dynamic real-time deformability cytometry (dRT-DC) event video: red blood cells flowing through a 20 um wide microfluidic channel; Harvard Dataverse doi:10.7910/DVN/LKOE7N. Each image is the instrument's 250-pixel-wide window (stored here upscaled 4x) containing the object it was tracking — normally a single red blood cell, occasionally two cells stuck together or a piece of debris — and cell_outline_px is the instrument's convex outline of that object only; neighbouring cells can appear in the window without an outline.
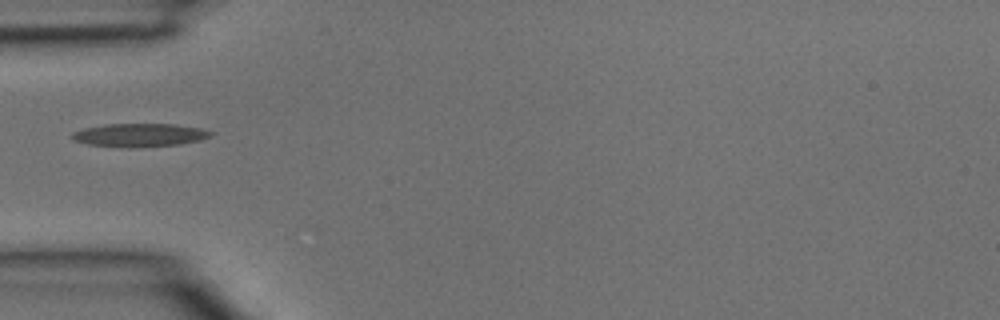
{"species": "common noctule bat (a hibernating species)", "species_latin": "Nyctalus noctula", "temperature_condition": "room temperature", "stored_images_in_passage": 10, "camera_frame_rate_fps": 3000, "um_per_image_px": 0.085, "animal": {"sex": "male", "body_mass_g": 15.6}, "frame": {"image": 1, "passage_image": 1, "time_ms": 0.0, "image_size_px": [1000, 320], "cell_outline_px": [[212, 136], [200, 140], [180, 144], [132, 148], [88, 144], [72, 140], [72, 132], [84, 128], [108, 124], [176, 124], [204, 128], [212, 132]], "centroid_in_image_um": [11.9, 11.48], "position_along_channel_um": 73.1, "area_um2": 18.9}}
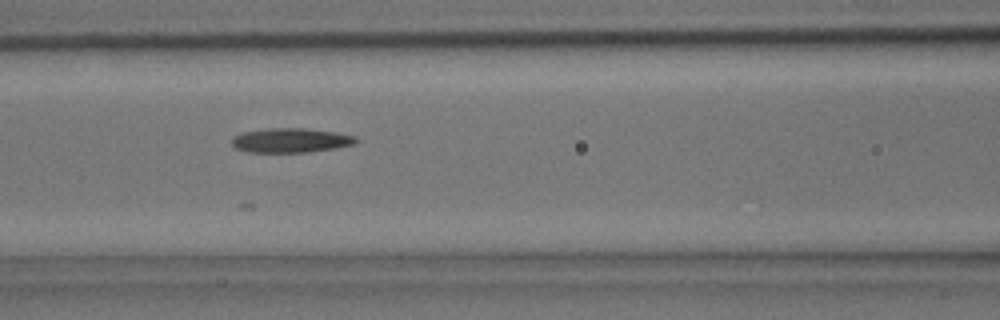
{"frame": {"image": 2, "passage_image": 5, "time_ms": 1.333, "image_size_px": [1000, 320], "cell_outline_px": [[360, 140], [352, 144], [332, 148], [308, 152], [248, 152], [236, 148], [232, 144], [232, 136], [244, 132], [268, 128], [304, 128], [336, 132], [356, 136]], "centroid_in_image_um": [24.7, 11.92], "position_along_channel_um": 141.9, "area_um2": 17.57}}